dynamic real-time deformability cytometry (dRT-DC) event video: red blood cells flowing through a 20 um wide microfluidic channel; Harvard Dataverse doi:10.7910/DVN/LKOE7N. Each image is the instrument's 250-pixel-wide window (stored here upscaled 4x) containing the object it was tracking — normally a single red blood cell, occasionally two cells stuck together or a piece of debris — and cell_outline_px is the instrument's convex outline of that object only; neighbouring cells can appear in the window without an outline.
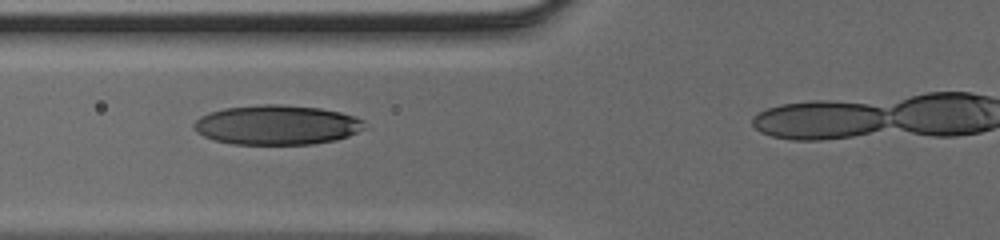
{"species": "human", "species_latin": "Homo sapiens", "temperature_condition": "cold", "stored_images_in_passage": 11, "camera_frame_rate_fps": 3000, "um_per_image_px": 0.085, "donor": {"sex": "male"}, "frame": {"image": 1, "passage_image": 5, "time_ms": 1.333, "image_size_px": [1000, 240], "cell_outline_px": [[368, 128], [348, 136], [336, 140], [312, 144], [232, 144], [216, 140], [204, 136], [196, 132], [192, 128], [192, 124], [200, 116], [208, 112], [224, 108], [260, 104], [280, 104], [320, 108], [340, 112], [364, 120]], "centroid_in_image_um": [23.53, 10.61], "position_along_channel_um": 102.3, "area_um2": 39.71}}
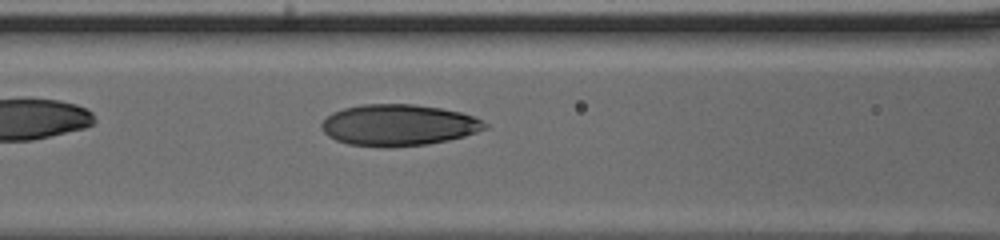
{"frame": {"image": 2, "passage_image": 7, "time_ms": 2.0, "image_size_px": [1000, 240], "cell_outline_px": [[488, 128], [464, 136], [448, 140], [428, 144], [388, 148], [384, 148], [348, 144], [336, 140], [328, 136], [320, 128], [320, 124], [332, 112], [344, 108], [360, 104], [412, 104], [440, 108], [460, 112], [472, 116], [488, 124]], "centroid_in_image_um": [33.84, 10.64], "position_along_channel_um": 132.8, "area_um2": 39.54}}
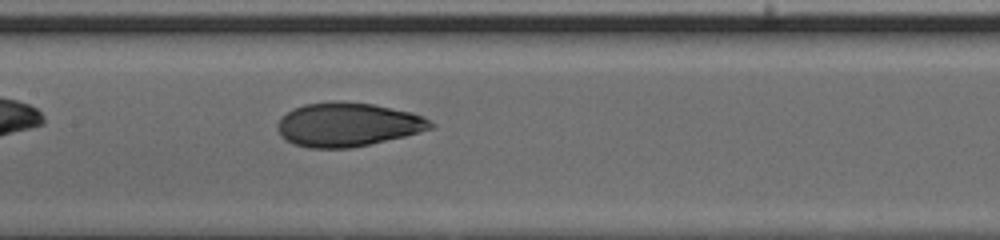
{"frame": {"image": 3, "passage_image": 10, "time_ms": 3.0, "image_size_px": [1000, 240], "cell_outline_px": [[436, 128], [404, 136], [352, 148], [308, 148], [296, 144], [280, 136], [276, 128], [276, 124], [280, 116], [304, 104], [372, 104], [412, 112], [424, 116]], "centroid_in_image_um": [29.56, 10.63], "position_along_channel_um": 177.8, "area_um2": 38.26}}